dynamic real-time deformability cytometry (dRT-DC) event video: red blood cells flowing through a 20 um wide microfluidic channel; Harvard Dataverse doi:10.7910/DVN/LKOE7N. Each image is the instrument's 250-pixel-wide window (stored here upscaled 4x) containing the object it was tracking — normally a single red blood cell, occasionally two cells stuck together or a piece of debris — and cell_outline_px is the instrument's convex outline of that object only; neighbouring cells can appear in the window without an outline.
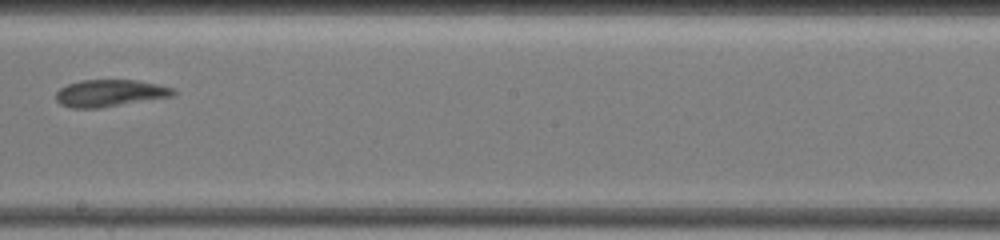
{"species": "common noctule bat (a hibernating species)", "species_latin": "Nyctalus noctula", "temperature_condition": "warm", "stored_images_in_passage": 21, "camera_frame_rate_fps": 3000, "um_per_image_px": 0.085, "animal": {"sex": "female", "body_mass_g": 19.5, "forearm_length_mm": 54.1}, "frame": {"image": 1, "passage_image": 10, "time_ms": 6.0, "image_size_px": [1000, 240], "cell_outline_px": [[176, 92], [172, 96], [96, 108], [72, 108], [60, 104], [56, 100], [56, 92], [60, 88], [68, 84], [80, 80], [136, 80], [176, 88]], "centroid_in_image_um": [9.32, 7.91], "position_along_channel_um": 238.9, "area_um2": 18.26}}
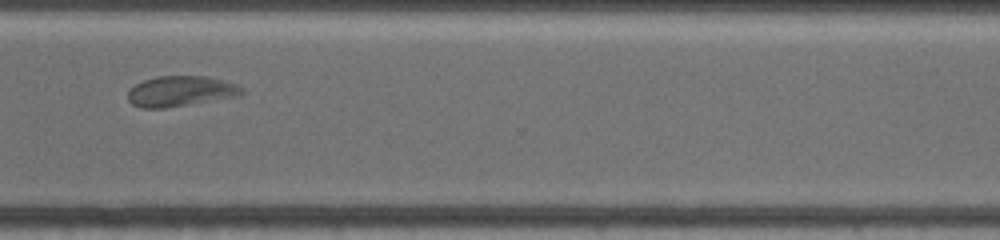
{"frame": {"image": 2, "passage_image": 15, "time_ms": 9.333, "image_size_px": [1000, 240], "cell_outline_px": [[244, 92], [236, 96], [164, 108], [140, 108], [132, 104], [128, 100], [128, 92], [136, 84], [144, 80], [156, 76], [208, 76], [224, 80], [236, 84], [244, 88]], "centroid_in_image_um": [15.34, 7.74], "position_along_channel_um": 355.3, "area_um2": 20.06}}